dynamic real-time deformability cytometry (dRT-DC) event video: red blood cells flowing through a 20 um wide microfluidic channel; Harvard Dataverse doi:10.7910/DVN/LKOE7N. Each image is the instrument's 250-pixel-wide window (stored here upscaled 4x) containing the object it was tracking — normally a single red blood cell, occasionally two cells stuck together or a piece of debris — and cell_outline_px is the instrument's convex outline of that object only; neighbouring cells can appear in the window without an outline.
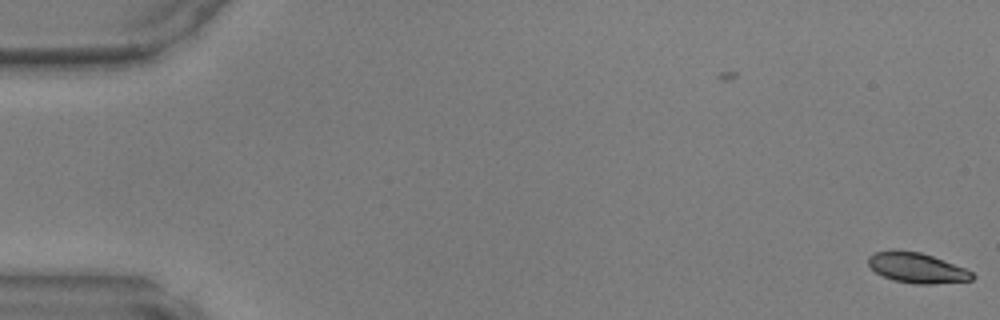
{"species": "common noctule bat (a hibernating species)", "species_latin": "Nyctalus noctula", "temperature_condition": "warm", "stored_images_in_passage": 48, "camera_frame_rate_fps": 3000, "um_per_image_px": 0.085, "animal": {"sex": "male", "body_mass_g": 17.9, "forearm_length_mm": 54.2}, "frame": {"image": 1, "passage_image": 1, "time_ms": 0.0, "image_size_px": [1000, 320], "cell_outline_px": [[976, 276], [972, 280], [932, 284], [916, 284], [892, 280], [876, 272], [868, 264], [868, 256], [876, 252], [892, 248], [896, 248], [920, 252], [944, 260], [964, 268], [972, 272]], "centroid_in_image_um": [77.91, 22.74], "position_along_channel_um": 7.1, "area_um2": 18.5}}
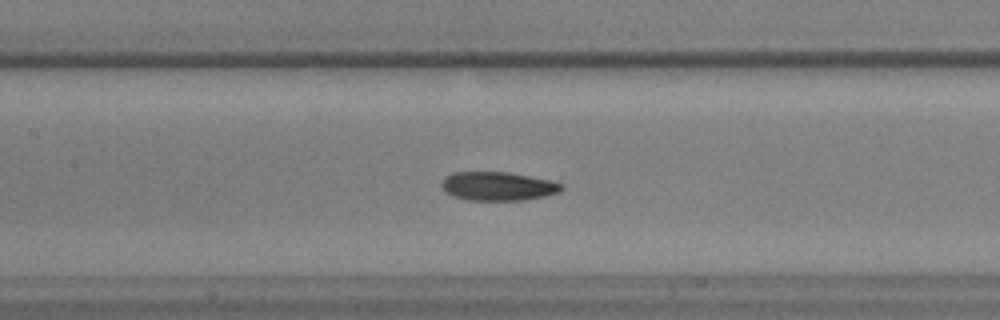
{"frame": {"image": 2, "passage_image": 23, "time_ms": 7.333, "image_size_px": [1000, 320], "cell_outline_px": [[564, 188], [560, 192], [544, 196], [524, 200], [468, 200], [452, 196], [444, 192], [440, 184], [444, 176], [452, 172], [508, 172], [552, 180], [564, 184]], "centroid_in_image_um": [42.31, 15.82], "position_along_channel_um": 165.1, "area_um2": 20.4}}
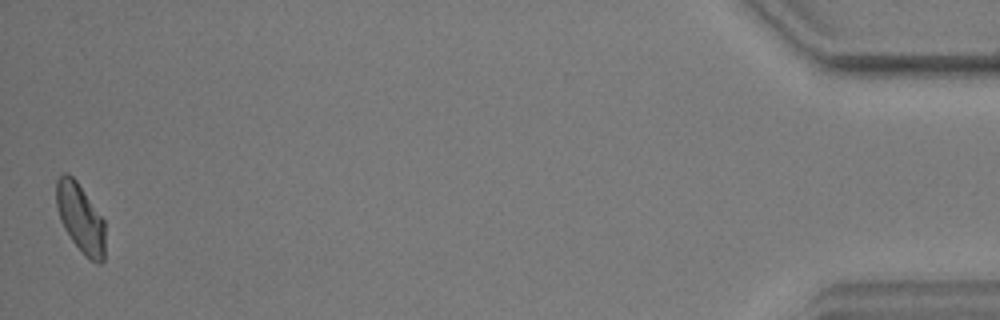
{"frame": {"image": 3, "passage_image": 48, "time_ms": 15.667, "image_size_px": [1000, 320], "cell_outline_px": [[104, 260], [100, 264], [96, 264], [84, 256], [72, 240], [64, 228], [60, 220], [56, 208], [56, 180], [64, 172], [68, 172], [76, 180], [104, 220]], "centroid_in_image_um": [6.82, 18.55], "position_along_channel_um": 428.4, "area_um2": 19.65}}